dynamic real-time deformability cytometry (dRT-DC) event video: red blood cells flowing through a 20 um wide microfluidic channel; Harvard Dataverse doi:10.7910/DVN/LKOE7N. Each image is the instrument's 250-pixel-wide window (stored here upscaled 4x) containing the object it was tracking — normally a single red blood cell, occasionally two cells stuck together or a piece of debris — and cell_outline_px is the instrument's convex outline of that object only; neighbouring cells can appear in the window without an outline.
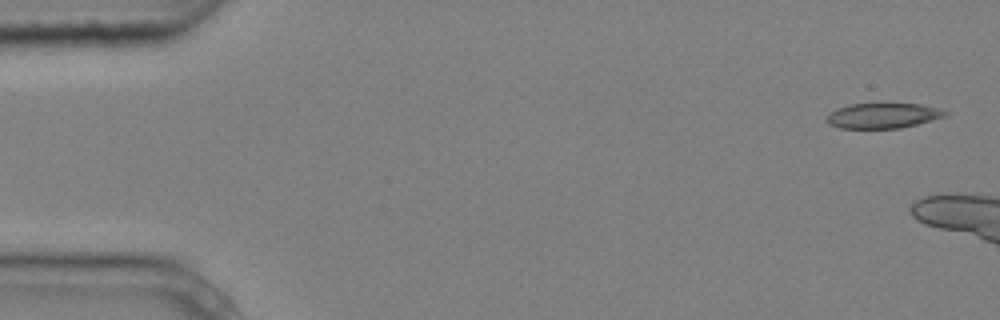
{"species": "common noctule bat (a hibernating species)", "species_latin": "Nyctalus noctula", "temperature_condition": "cold", "stored_images_in_passage": 5, "camera_frame_rate_fps": 3000, "um_per_image_px": 0.085, "animal": {"sex": "male", "body_mass_g": 20.4}, "frame": {"image": 1, "passage_image": 1, "time_ms": 0.0, "image_size_px": [1000, 320], "cell_outline_px": [[948, 112], [944, 116], [932, 120], [900, 128], [840, 128], [828, 124], [824, 120], [836, 108], [848, 104], [924, 104]], "centroid_in_image_um": [75.0, 9.83], "position_along_channel_um": 10.0, "area_um2": 17.22}}